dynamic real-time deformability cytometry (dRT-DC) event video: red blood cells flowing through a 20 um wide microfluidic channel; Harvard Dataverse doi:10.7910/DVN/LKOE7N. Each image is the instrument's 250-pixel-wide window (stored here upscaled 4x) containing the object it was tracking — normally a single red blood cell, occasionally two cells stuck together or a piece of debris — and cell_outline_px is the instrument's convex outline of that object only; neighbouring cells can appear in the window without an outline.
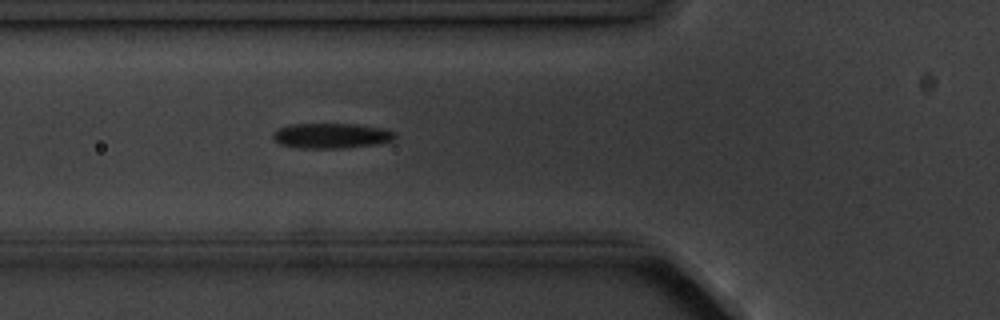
{"species": "common noctule bat (a hibernating species)", "species_latin": "Nyctalus noctula", "temperature_condition": "cold", "stored_images_in_passage": 2, "camera_frame_rate_fps": 3000, "um_per_image_px": 0.085, "animal": {"sex": "male", "body_mass_g": 20.1, "forearm_length_mm": 53.5}, "frame": {"image": 1, "passage_image": 2, "time_ms": 1.0, "image_size_px": [1000, 320], "cell_outline_px": [[396, 136], [392, 140], [376, 144], [344, 148], [300, 148], [280, 144], [272, 140], [272, 132], [288, 124], [356, 124], [384, 128], [396, 132]], "centroid_in_image_um": [28.14, 11.53], "position_along_channel_um": 97.7, "area_um2": 18.03}}